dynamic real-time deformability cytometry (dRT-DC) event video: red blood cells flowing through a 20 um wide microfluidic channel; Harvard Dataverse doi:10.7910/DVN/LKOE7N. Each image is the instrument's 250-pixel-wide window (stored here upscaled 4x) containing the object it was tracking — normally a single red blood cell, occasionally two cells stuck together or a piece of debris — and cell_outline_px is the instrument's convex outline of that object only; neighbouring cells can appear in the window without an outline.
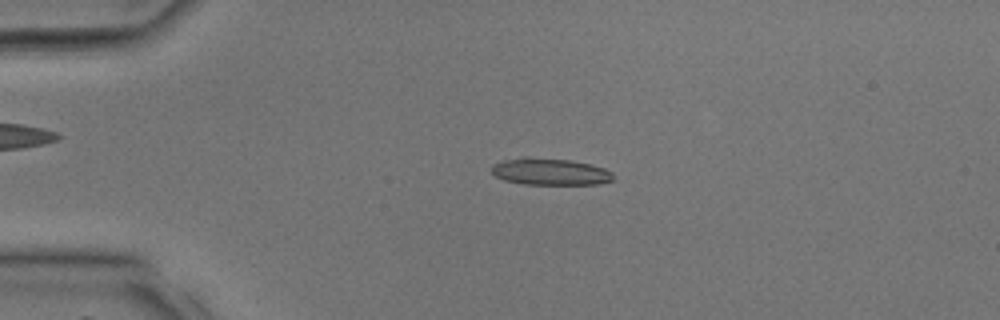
{"species": "common noctule bat (a hibernating species)", "species_latin": "Nyctalus noctula", "temperature_condition": "room temperature", "stored_images_in_passage": 37, "camera_frame_rate_fps": 3000, "um_per_image_px": 0.085, "animal": {"sex": "male", "body_mass_g": 17.9, "forearm_length_mm": 54.2}, "frame": {"image": 1, "passage_image": 8, "time_ms": 2.333, "image_size_px": [1000, 320], "cell_outline_px": [[612, 180], [600, 184], [524, 184], [504, 180], [496, 176], [492, 172], [492, 164], [504, 160], [520, 156], [528, 156], [568, 160], [588, 164], [604, 168], [612, 172]], "centroid_in_image_um": [46.71, 14.58], "position_along_channel_um": 38.3, "area_um2": 19.02}}
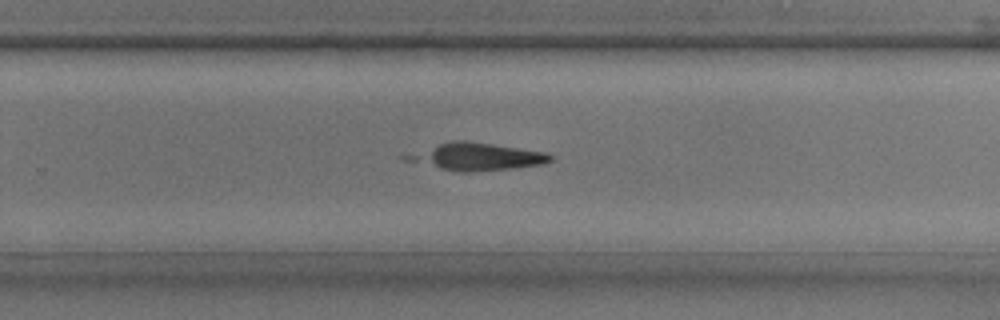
{"frame": {"image": 2, "passage_image": 24, "time_ms": 7.667, "image_size_px": [1000, 320], "cell_outline_px": [[552, 160], [544, 164], [512, 168], [472, 172], [460, 172], [440, 168], [428, 160], [424, 156], [440, 144], [452, 140], [464, 140], [548, 152], [552, 156]], "centroid_in_image_um": [41.1, 13.32], "position_along_channel_um": 288.7, "area_um2": 20.29}}
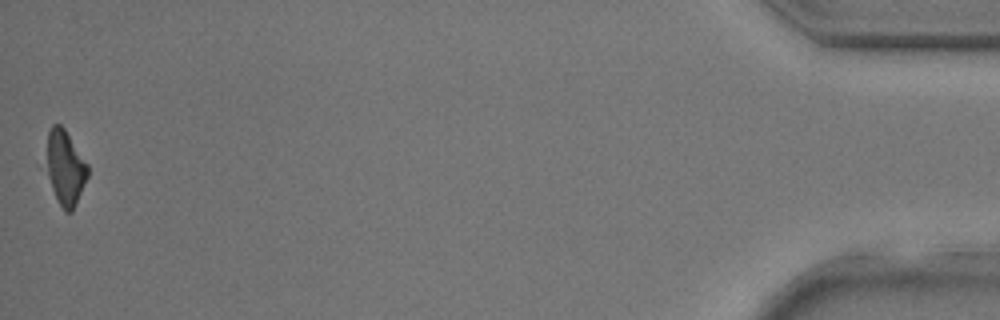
{"frame": {"image": 3, "passage_image": 37, "time_ms": 12.0, "image_size_px": [1000, 320], "cell_outline_px": [[88, 176], [72, 212], [64, 212], [52, 188], [48, 176], [48, 132], [52, 124], [60, 124], [64, 128], [88, 164]], "centroid_in_image_um": [5.57, 14.25], "position_along_channel_um": 429.6, "area_um2": 17.46}}